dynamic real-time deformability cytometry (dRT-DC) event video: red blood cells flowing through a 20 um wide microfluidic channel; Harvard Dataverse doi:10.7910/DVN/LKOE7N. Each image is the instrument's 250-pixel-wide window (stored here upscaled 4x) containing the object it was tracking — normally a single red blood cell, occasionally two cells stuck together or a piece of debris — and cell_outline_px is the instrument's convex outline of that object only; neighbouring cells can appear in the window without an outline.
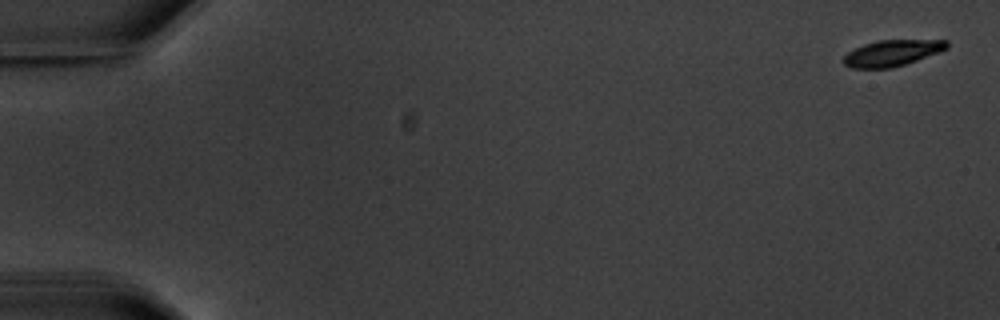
{"species": "common noctule bat (a hibernating species)", "species_latin": "Nyctalus noctula", "temperature_condition": "warm", "stored_images_in_passage": 7, "camera_frame_rate_fps": 3000, "um_per_image_px": 0.085, "animal": {"sex": "male", "body_mass_g": 20.1, "forearm_length_mm": 53.5}, "frame": {"image": 1, "passage_image": 1, "time_ms": 0.0, "image_size_px": [1000, 320], "cell_outline_px": [[948, 48], [916, 60], [892, 68], [852, 68], [844, 64], [840, 60], [848, 52], [864, 44], [880, 40], [948, 40]], "centroid_in_image_um": [75.79, 4.51], "position_along_channel_um": 9.2, "area_um2": 15.55}}
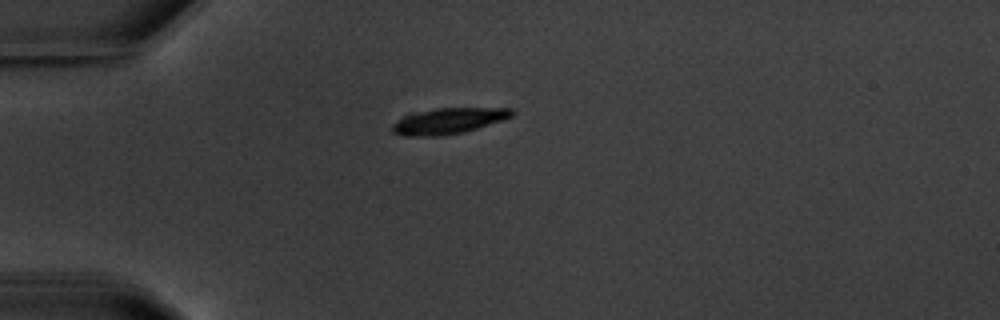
{"frame": {"image": 2, "passage_image": 4, "time_ms": 5.0, "image_size_px": [1000, 320], "cell_outline_px": [[516, 112], [512, 116], [504, 120], [464, 132], [440, 136], [404, 136], [392, 132], [392, 124], [396, 120], [420, 112], [436, 108], [512, 108]], "centroid_in_image_um": [38.17, 10.28], "position_along_channel_um": 46.8, "area_um2": 17.92}}